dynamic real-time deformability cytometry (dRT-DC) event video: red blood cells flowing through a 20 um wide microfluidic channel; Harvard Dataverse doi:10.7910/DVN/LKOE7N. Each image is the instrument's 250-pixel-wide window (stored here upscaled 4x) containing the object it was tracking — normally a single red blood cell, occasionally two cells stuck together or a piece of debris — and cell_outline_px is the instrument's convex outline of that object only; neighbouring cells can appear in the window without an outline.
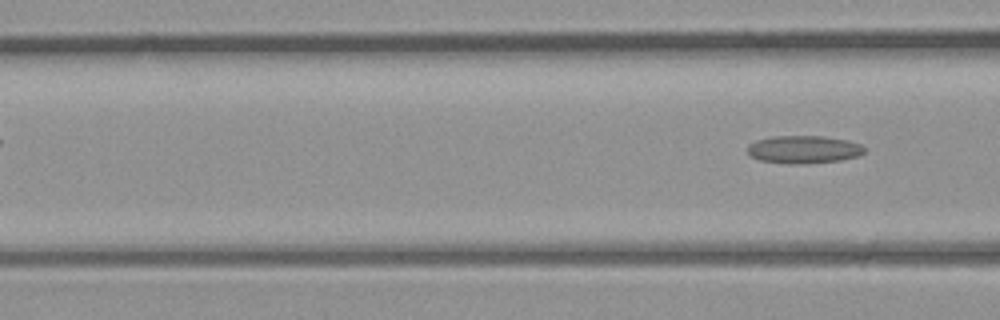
{"species": "common noctule bat (a hibernating species)", "species_latin": "Nyctalus noctula", "temperature_condition": "room temperature", "stored_images_in_passage": 5, "segment_of_instrument_passage": [2, 2], "camera_frame_rate_fps": 3000, "um_per_image_px": 0.085, "animal": {"sex": "male", "body_mass_g": 23.1, "forearm_length_mm": 52.7}, "frame": {"image": 1, "passage_image": 5, "time_ms": 4.667, "image_size_px": [1000, 320], "cell_outline_px": [[864, 152], [856, 156], [840, 160], [800, 164], [788, 164], [760, 160], [752, 156], [748, 152], [748, 144], [756, 140], [772, 136], [824, 136], [848, 140], [860, 144], [864, 148]], "centroid_in_image_um": [68.29, 12.7], "position_along_channel_um": 98.3, "area_um2": 18.84}}